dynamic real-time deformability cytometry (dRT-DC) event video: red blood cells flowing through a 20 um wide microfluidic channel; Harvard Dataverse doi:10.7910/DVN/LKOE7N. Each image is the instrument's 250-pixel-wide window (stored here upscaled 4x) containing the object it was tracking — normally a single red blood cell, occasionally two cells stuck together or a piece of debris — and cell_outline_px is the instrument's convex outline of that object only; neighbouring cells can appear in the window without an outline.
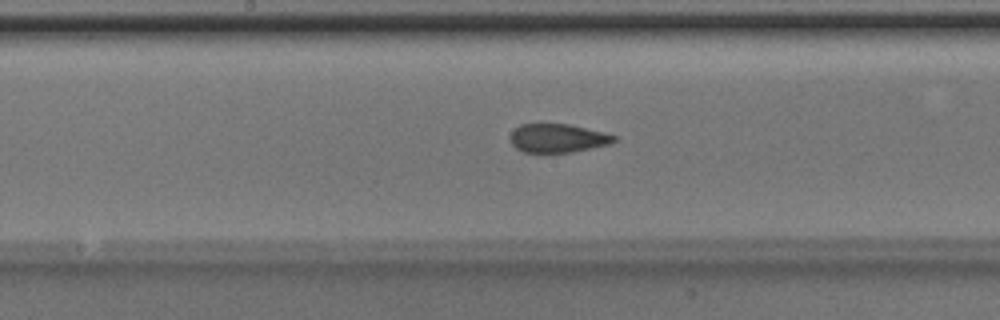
{"species": "Egyptian fruit bat (a non-hibernating species)", "species_latin": "Rousettus aegyptiacus", "temperature_condition": "room temperature", "stored_images_in_passage": 25, "camera_frame_rate_fps": 3000, "um_per_image_px": 0.085, "animal": {"sex": "male"}, "frame": {"image": 1, "passage_image": 21, "time_ms": 6.667, "image_size_px": [1000, 320], "cell_outline_px": [[616, 140], [612, 144], [572, 152], [524, 152], [516, 148], [512, 144], [512, 132], [520, 124], [568, 124], [604, 132], [616, 136]], "centroid_in_image_um": [47.45, 11.75], "position_along_channel_um": 200.7, "area_um2": 17.17}}